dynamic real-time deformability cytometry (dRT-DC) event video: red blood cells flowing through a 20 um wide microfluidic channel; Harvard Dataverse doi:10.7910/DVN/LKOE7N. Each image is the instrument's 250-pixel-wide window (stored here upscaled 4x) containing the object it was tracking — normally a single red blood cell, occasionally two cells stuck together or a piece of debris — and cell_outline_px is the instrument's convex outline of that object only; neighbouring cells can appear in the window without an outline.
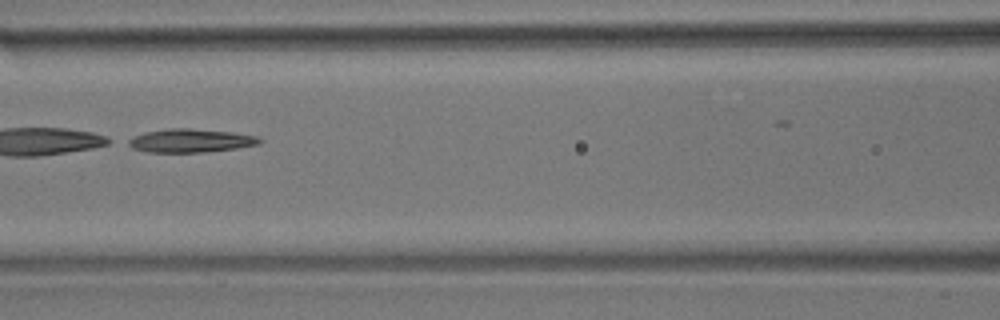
{"species": "common noctule bat (a hibernating species)", "species_latin": "Nyctalus noctula", "temperature_condition": "room temperature", "stored_images_in_passage": 11, "camera_frame_rate_fps": 3000, "um_per_image_px": 0.085, "animal": {"sex": "male", "body_mass_g": 17.9}, "frame": {"image": 1, "passage_image": 7, "time_ms": 7.667, "image_size_px": [1000, 320], "cell_outline_px": [[264, 140], [260, 144], [236, 148], [204, 152], [148, 152], [132, 148], [124, 144], [124, 140], [132, 136], [144, 132], [168, 128], [188, 128], [232, 132], [260, 136]], "centroid_in_image_um": [16.15, 11.95], "position_along_channel_um": 150.4, "area_um2": 18.32}}
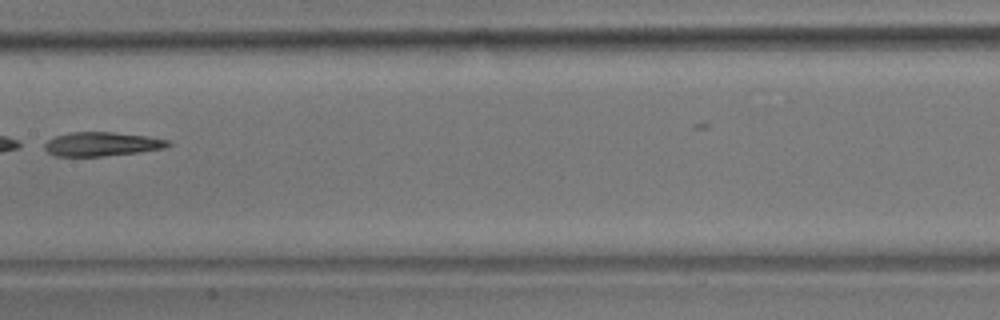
{"frame": {"image": 2, "passage_image": 8, "time_ms": 9.0, "image_size_px": [1000, 320], "cell_outline_px": [[172, 144], [164, 148], [136, 152], [104, 156], [56, 156], [48, 152], [44, 148], [44, 144], [48, 140], [56, 136], [72, 132], [112, 132], [148, 136], [168, 140]], "centroid_in_image_um": [8.65, 12.24], "position_along_channel_um": 198.8, "area_um2": 17.11}}
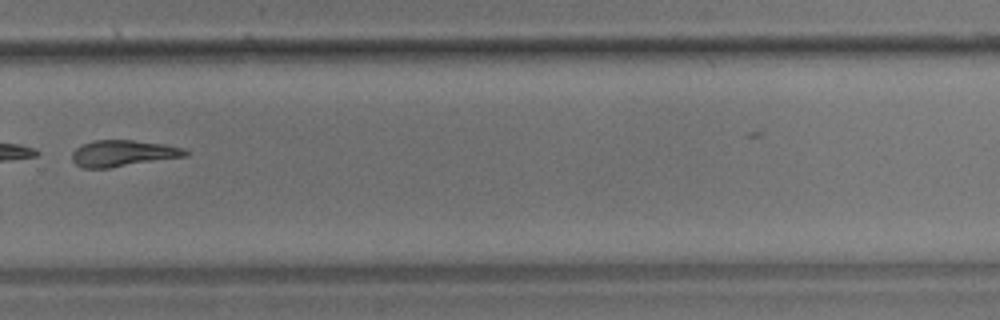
{"frame": {"image": 3, "passage_image": 11, "time_ms": 12.333, "image_size_px": [1000, 320], "cell_outline_px": [[188, 156], [108, 168], [80, 168], [72, 160], [72, 152], [80, 144], [96, 140], [132, 140], [164, 144], [184, 148], [188, 152]], "centroid_in_image_um": [10.43, 13.03], "position_along_channel_um": 319.4, "area_um2": 17.46}}